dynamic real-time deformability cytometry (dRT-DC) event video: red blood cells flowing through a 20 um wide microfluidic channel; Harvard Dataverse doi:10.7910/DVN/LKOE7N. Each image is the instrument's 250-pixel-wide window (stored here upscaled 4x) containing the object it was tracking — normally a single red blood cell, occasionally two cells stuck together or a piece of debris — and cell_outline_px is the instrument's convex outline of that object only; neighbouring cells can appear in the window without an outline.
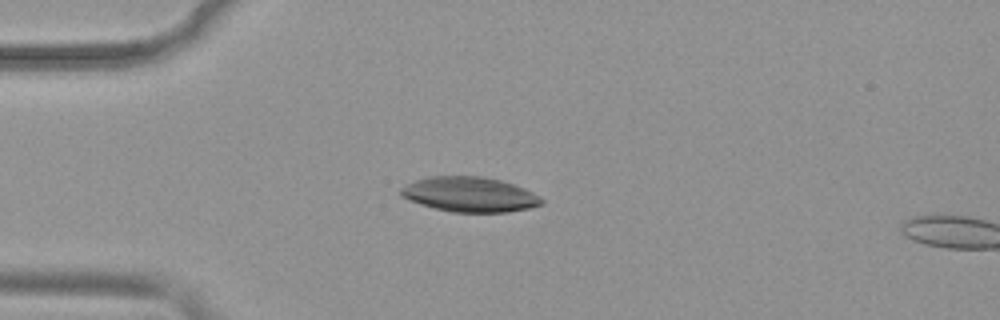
{"species": "common noctule bat (a hibernating species)", "species_latin": "Nyctalus noctula", "temperature_condition": "warm", "stored_images_in_passage": 14, "camera_frame_rate_fps": 3000, "um_per_image_px": 0.085, "animal": {"sex": "female", "body_mass_g": 19.9}, "frame": {"image": 1, "passage_image": 12, "time_ms": 3.667, "image_size_px": [1000, 320], "cell_outline_px": [[544, 204], [528, 208], [508, 212], [452, 212], [420, 204], [400, 196], [400, 188], [416, 180], [428, 176], [480, 176], [500, 180], [524, 188], [540, 196], [544, 200]], "centroid_in_image_um": [39.93, 16.53], "position_along_channel_um": 45.1, "area_um2": 28.55}}